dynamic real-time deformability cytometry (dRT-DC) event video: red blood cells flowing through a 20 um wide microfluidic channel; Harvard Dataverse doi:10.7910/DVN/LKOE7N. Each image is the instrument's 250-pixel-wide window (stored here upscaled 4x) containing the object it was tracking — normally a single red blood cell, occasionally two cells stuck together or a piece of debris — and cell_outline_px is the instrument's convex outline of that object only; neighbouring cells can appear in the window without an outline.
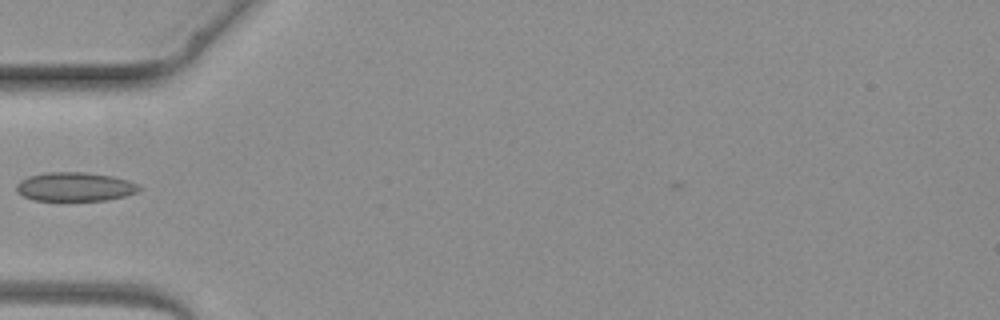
{"species": "common noctule bat (a hibernating species)", "species_latin": "Nyctalus noctula", "temperature_condition": "warm", "stored_images_in_passage": 4, "camera_frame_rate_fps": 3000, "um_per_image_px": 0.085, "animal": {"sex": "female", "body_mass_g": 19.3, "forearm_length_mm": 54.1}, "frame": {"image": 1, "passage_image": 3, "time_ms": 4.0, "image_size_px": [1000, 320], "cell_outline_px": [[140, 188], [136, 192], [124, 196], [108, 200], [32, 200], [16, 192], [16, 184], [20, 180], [28, 176], [48, 172], [84, 172], [112, 176], [128, 180], [136, 184]], "centroid_in_image_um": [6.32, 15.87], "position_along_channel_um": 78.7, "area_um2": 20.58}}
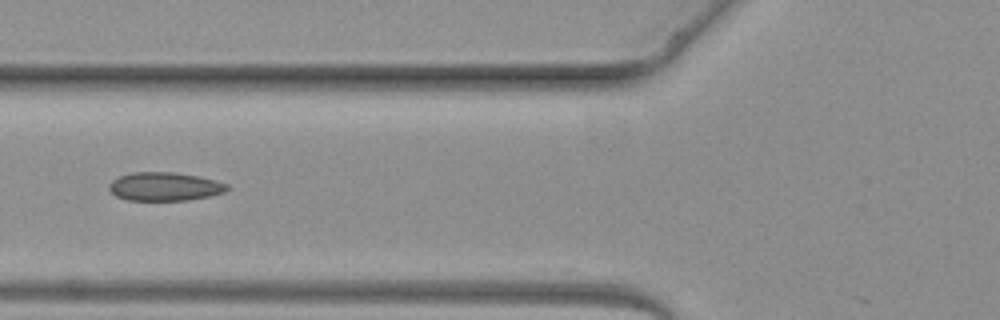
{"frame": {"image": 2, "passage_image": 4, "time_ms": 4.667, "image_size_px": [1000, 320], "cell_outline_px": [[228, 188], [224, 192], [212, 196], [188, 200], [128, 200], [116, 196], [108, 188], [108, 184], [112, 180], [120, 176], [132, 172], [172, 172], [196, 176], [216, 180], [228, 184]], "centroid_in_image_um": [13.99, 15.86], "position_along_channel_um": 111.8, "area_um2": 19.59}}